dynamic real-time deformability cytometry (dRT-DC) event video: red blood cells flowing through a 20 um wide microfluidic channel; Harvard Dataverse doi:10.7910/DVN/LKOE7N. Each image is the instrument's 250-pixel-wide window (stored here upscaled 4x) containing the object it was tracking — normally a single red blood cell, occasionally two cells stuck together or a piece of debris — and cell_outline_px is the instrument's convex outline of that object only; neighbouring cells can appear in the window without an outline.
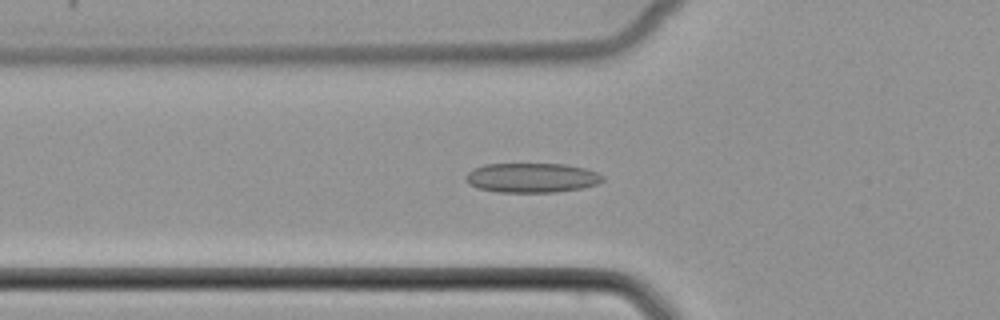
{"species": "common noctule bat (a hibernating species)", "species_latin": "Nyctalus noctula", "temperature_condition": "cold", "stored_images_in_passage": 52, "camera_frame_rate_fps": 3000, "um_per_image_px": 0.085, "animal": {"sex": "female", "body_mass_g": 22.7, "forearm_length_mm": 54.2}, "frame": {"image": 1, "passage_image": 19, "time_ms": 6.0, "image_size_px": [1000, 320], "cell_outline_px": [[604, 180], [596, 184], [580, 188], [556, 192], [496, 192], [480, 188], [468, 184], [464, 180], [464, 176], [472, 168], [484, 164], [568, 164], [584, 168], [596, 172], [604, 176]], "centroid_in_image_um": [45.16, 15.1], "position_along_channel_um": 80.6, "area_um2": 23.7}}
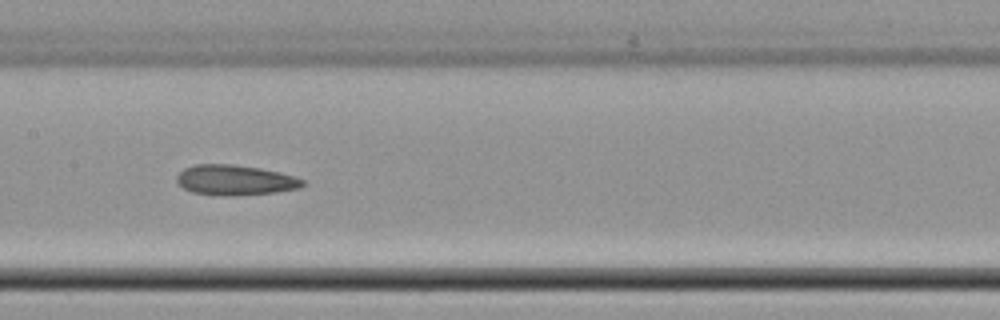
{"frame": {"image": 2, "passage_image": 27, "time_ms": 8.667, "image_size_px": [1000, 320], "cell_outline_px": [[304, 184], [300, 188], [276, 192], [236, 196], [220, 196], [192, 192], [184, 188], [176, 180], [176, 176], [184, 168], [192, 164], [232, 164], [260, 168], [280, 172], [296, 176], [304, 180]], "centroid_in_image_um": [19.99, 15.31], "position_along_channel_um": 187.4, "area_um2": 22.43}}
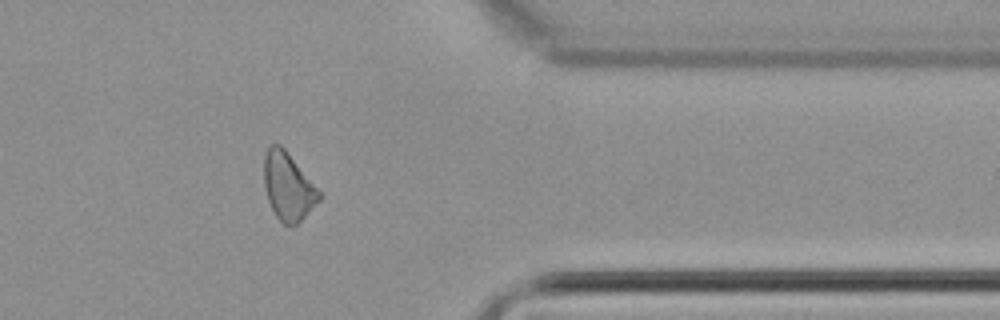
{"frame": {"image": 3, "passage_image": 43, "time_ms": 14.0, "image_size_px": [1000, 320], "cell_outline_px": [[320, 200], [296, 224], [284, 224], [276, 216], [268, 200], [264, 188], [264, 156], [268, 148], [272, 144], [280, 144], [284, 148], [320, 192]], "centroid_in_image_um": [24.46, 15.84], "position_along_channel_um": 386.9, "area_um2": 21.15}}